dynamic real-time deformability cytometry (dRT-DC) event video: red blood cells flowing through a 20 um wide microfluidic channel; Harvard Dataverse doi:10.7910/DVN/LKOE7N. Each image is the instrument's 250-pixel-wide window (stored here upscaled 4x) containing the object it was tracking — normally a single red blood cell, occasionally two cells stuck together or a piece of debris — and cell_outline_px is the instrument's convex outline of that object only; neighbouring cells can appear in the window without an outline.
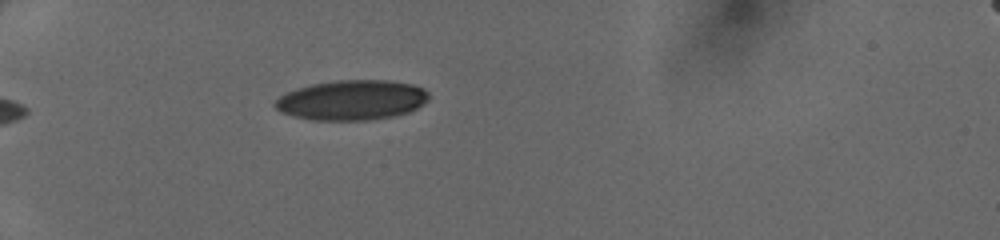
{"species": "human", "species_latin": "Homo sapiens", "temperature_condition": "cold", "stored_images_in_passage": 33, "camera_frame_rate_fps": 3000, "um_per_image_px": 0.085, "donor": {"sex": "female"}, "frame": {"image": 1, "passage_image": 1, "time_ms": 0.0, "image_size_px": [1000, 240], "cell_outline_px": [[428, 100], [416, 108], [408, 112], [392, 116], [368, 120], [312, 120], [280, 112], [272, 104], [280, 96], [296, 88], [312, 84], [336, 80], [384, 80], [412, 84], [424, 88], [428, 92]], "centroid_in_image_um": [29.89, 8.5], "position_along_channel_um": 55.1, "area_um2": 35.66}}
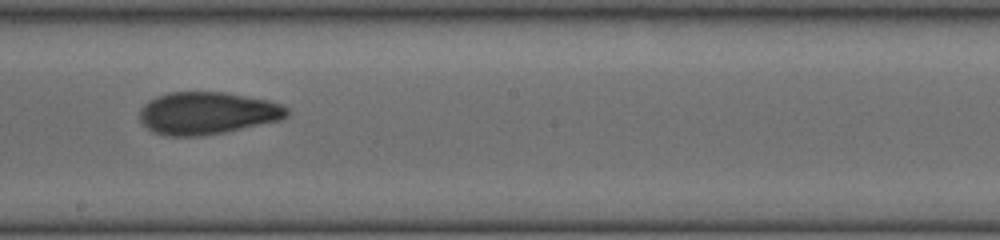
{"frame": {"image": 2, "passage_image": 15, "time_ms": 4.667, "image_size_px": [1000, 240], "cell_outline_px": [[292, 112], [288, 116], [280, 120], [224, 132], [200, 136], [168, 136], [156, 132], [148, 128], [140, 120], [140, 108], [148, 100], [156, 96], [168, 92], [224, 92], [268, 100], [280, 104], [288, 108]], "centroid_in_image_um": [17.63, 9.61], "position_along_channel_um": 230.6, "area_um2": 36.36}}
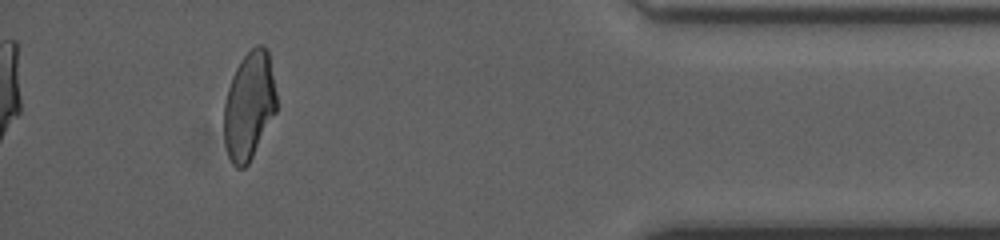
{"frame": {"image": 3, "passage_image": 30, "time_ms": 9.667, "image_size_px": [1000, 240], "cell_outline_px": [[276, 112], [248, 164], [244, 168], [236, 168], [228, 156], [224, 140], [224, 104], [228, 88], [232, 76], [240, 60], [256, 44], [264, 44], [268, 48], [276, 92]], "centroid_in_image_um": [21.17, 8.96], "position_along_channel_um": 414.0, "area_um2": 33.06}}